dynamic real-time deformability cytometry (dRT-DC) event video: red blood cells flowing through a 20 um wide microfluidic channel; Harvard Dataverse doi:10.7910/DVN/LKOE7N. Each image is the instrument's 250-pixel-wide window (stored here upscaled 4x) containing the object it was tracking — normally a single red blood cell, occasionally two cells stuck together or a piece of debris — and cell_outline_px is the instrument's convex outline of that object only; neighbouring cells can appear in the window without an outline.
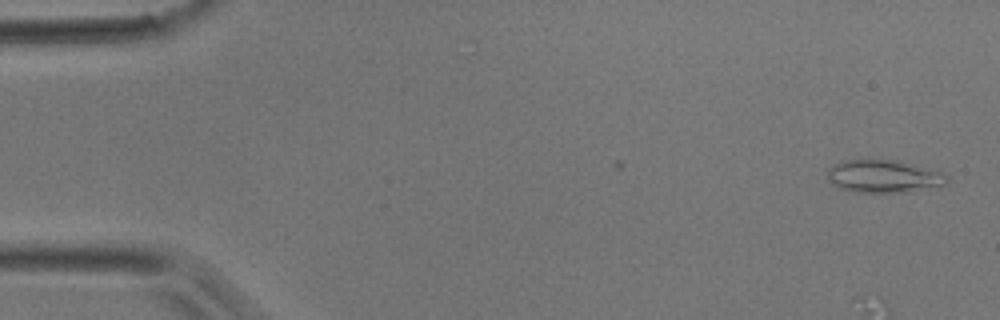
{"species": "common noctule bat (a hibernating species)", "species_latin": "Nyctalus noctula", "temperature_condition": "room temperature", "stored_images_in_passage": 45, "segment_of_instrument_passage": [1, 2], "camera_frame_rate_fps": 3000, "um_per_image_px": 0.085, "animal": {"sex": "male", "body_mass_g": 17.9}, "frame": {"image": 1, "passage_image": 1, "time_ms": 0.0, "image_size_px": [1000, 320], "cell_outline_px": [[948, 180], [944, 184], [896, 192], [856, 192], [840, 188], [832, 184], [828, 180], [828, 168], [832, 164], [840, 160], [896, 160], [940, 172], [948, 176]], "centroid_in_image_um": [74.99, 14.97], "position_along_channel_um": 10.0, "area_um2": 22.2}}
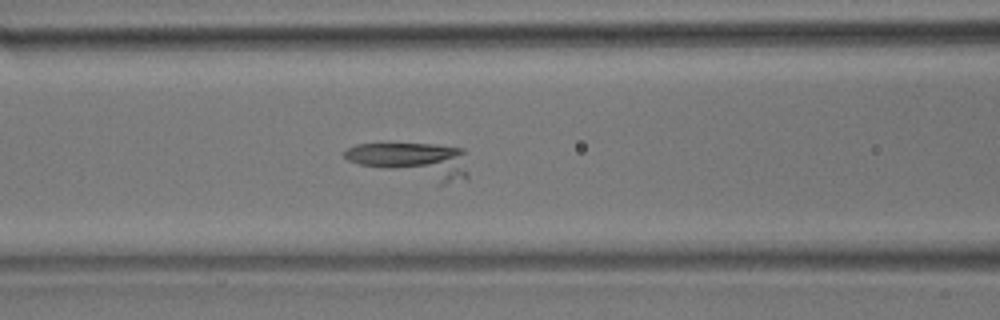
{"frame": {"image": 2, "passage_image": 18, "time_ms": 5.667, "image_size_px": [1000, 320], "cell_outline_px": [[468, 180], [440, 184], [436, 184], [360, 164], [348, 160], [344, 156], [344, 152], [348, 148], [356, 144], [436, 144], [464, 148], [468, 172]], "centroid_in_image_um": [35.18, 13.66], "position_along_channel_um": 131.4, "area_um2": 26.13}}
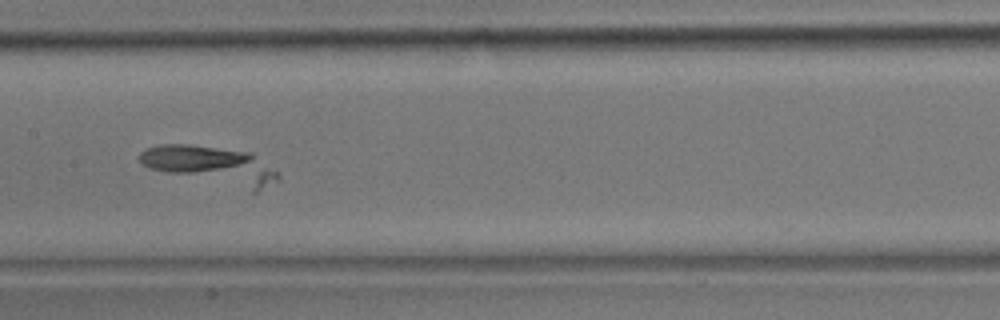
{"frame": {"image": 3, "passage_image": 22, "time_ms": 7.0, "image_size_px": [1000, 320], "cell_outline_px": [[280, 180], [256, 192], [252, 192], [148, 168], [140, 160], [140, 152], [148, 148], [160, 144], [188, 144], [252, 152], [276, 172], [280, 176]], "centroid_in_image_um": [17.99, 14.06], "position_along_channel_um": 189.4, "area_um2": 30.52}}